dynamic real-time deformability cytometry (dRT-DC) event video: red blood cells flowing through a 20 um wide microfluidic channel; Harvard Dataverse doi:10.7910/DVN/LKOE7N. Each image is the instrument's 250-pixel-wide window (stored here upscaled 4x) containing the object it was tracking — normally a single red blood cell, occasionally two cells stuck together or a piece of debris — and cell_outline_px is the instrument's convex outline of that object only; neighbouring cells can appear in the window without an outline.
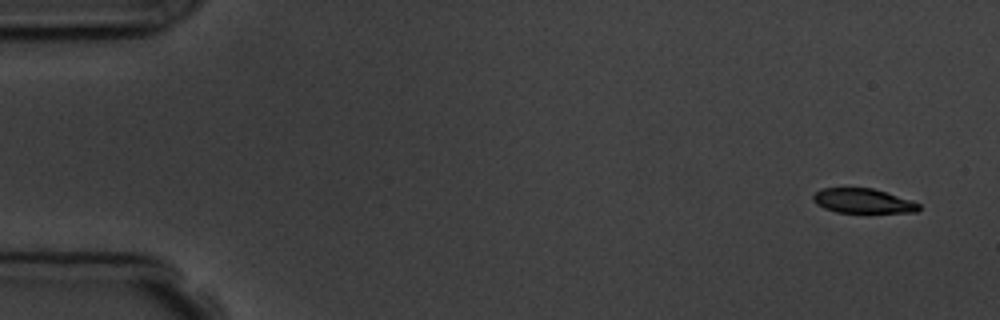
{"species": "common noctule bat (a hibernating species)", "species_latin": "Nyctalus noctula", "temperature_condition": "room temperature", "stored_images_in_passage": 4, "camera_frame_rate_fps": 3000, "um_per_image_px": 0.085, "animal": {"sex": "male", "body_mass_g": 19.5, "forearm_length_mm": 54.6}, "frame": {"image": 1, "passage_image": 1, "time_ms": 0.0, "image_size_px": [1000, 320], "cell_outline_px": [[920, 208], [916, 212], [836, 212], [824, 208], [816, 204], [812, 200], [812, 196], [816, 192], [824, 188], [872, 188], [920, 204]], "centroid_in_image_um": [73.29, 17.08], "position_along_channel_um": 11.7, "area_um2": 14.8}}
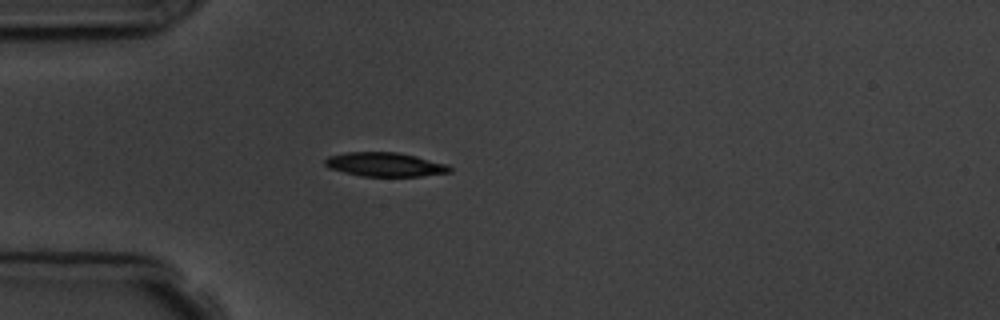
{"frame": {"image": 2, "passage_image": 4, "time_ms": 4.333, "image_size_px": [1000, 320], "cell_outline_px": [[452, 172], [420, 176], [360, 176], [328, 168], [324, 164], [324, 160], [328, 156], [344, 152], [396, 152], [416, 156], [448, 164], [452, 168]], "centroid_in_image_um": [32.71, 13.98], "position_along_channel_um": 52.3, "area_um2": 17.57}}